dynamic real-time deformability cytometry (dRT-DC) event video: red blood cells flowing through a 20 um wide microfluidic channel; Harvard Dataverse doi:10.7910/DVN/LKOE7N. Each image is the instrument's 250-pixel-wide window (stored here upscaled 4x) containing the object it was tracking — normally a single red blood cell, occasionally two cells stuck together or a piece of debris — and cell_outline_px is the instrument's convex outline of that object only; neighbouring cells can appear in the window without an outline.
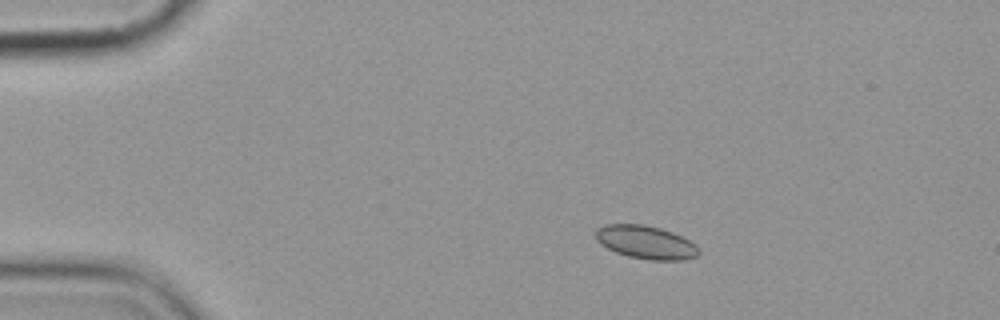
{"species": "common noctule bat (a hibernating species)", "species_latin": "Nyctalus noctula", "temperature_condition": "cold", "stored_images_in_passage": 5, "camera_frame_rate_fps": 3000, "um_per_image_px": 0.085, "animal": {"sex": "female", "body_mass_g": 19.9}, "frame": {"image": 1, "passage_image": 3, "time_ms": 2.333, "image_size_px": [1000, 320], "cell_outline_px": [[700, 252], [696, 256], [684, 260], [648, 260], [628, 256], [616, 252], [600, 244], [596, 240], [596, 228], [604, 224], [644, 224], [660, 228], [672, 232], [696, 244]], "centroid_in_image_um": [54.88, 20.59], "position_along_channel_um": 30.1, "area_um2": 20.0}}